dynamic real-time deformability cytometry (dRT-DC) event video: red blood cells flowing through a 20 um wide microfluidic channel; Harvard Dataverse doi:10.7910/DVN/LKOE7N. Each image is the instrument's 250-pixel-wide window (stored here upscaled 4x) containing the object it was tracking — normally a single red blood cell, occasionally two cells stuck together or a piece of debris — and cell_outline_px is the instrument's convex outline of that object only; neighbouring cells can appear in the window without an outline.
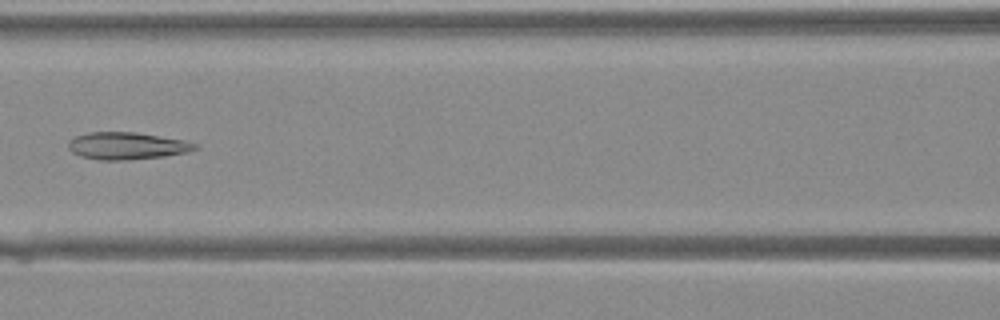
{"species": "Egyptian fruit bat (a non-hibernating species)", "species_latin": "Rousettus aegyptiacus", "temperature_condition": "warm", "stored_images_in_passage": 42, "camera_frame_rate_fps": 3000, "um_per_image_px": 0.085, "animal": {"sex": "female"}, "frame": {"image": 1, "passage_image": 20, "time_ms": 6.333, "image_size_px": [1000, 320], "cell_outline_px": [[200, 148], [188, 152], [164, 156], [128, 160], [100, 160], [80, 156], [72, 152], [68, 148], [68, 140], [76, 136], [88, 132], [136, 132], [184, 140], [200, 144]], "centroid_in_image_um": [10.81, 12.39], "position_along_channel_um": 155.8, "area_um2": 20.29}}
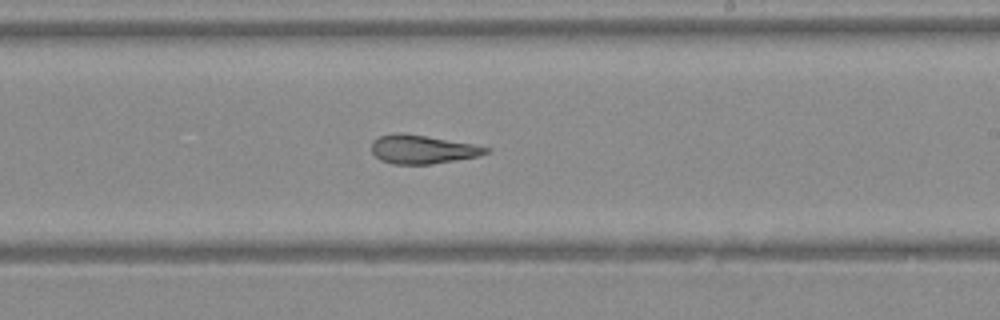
{"frame": {"image": 2, "passage_image": 26, "time_ms": 8.333, "image_size_px": [1000, 320], "cell_outline_px": [[492, 152], [476, 156], [432, 164], [392, 164], [380, 160], [372, 152], [372, 140], [380, 136], [396, 132], [404, 132], [472, 144], [492, 148]], "centroid_in_image_um": [35.89, 12.69], "position_along_channel_um": 253.1, "area_um2": 19.13}}
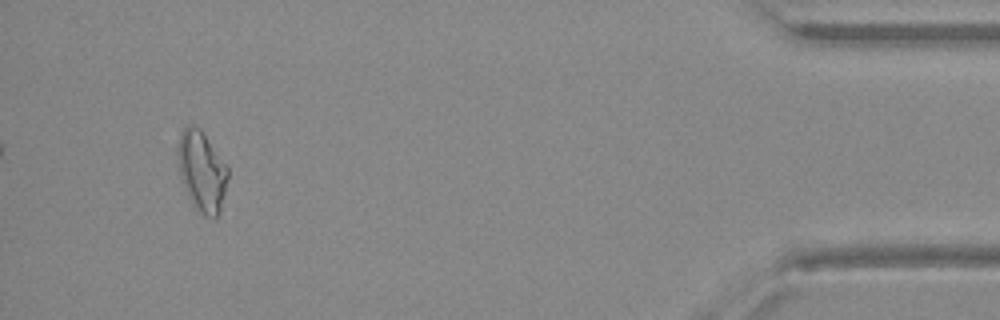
{"frame": {"image": 3, "passage_image": 40, "time_ms": 13.0, "image_size_px": [1000, 320], "cell_outline_px": [[228, 176], [224, 196], [220, 212], [216, 220], [212, 220], [204, 216], [200, 212], [188, 192], [180, 172], [176, 152], [176, 148], [180, 136], [184, 128], [200, 128], [228, 168]], "centroid_in_image_um": [17.19, 14.59], "position_along_channel_um": 418.0, "area_um2": 22.72}}